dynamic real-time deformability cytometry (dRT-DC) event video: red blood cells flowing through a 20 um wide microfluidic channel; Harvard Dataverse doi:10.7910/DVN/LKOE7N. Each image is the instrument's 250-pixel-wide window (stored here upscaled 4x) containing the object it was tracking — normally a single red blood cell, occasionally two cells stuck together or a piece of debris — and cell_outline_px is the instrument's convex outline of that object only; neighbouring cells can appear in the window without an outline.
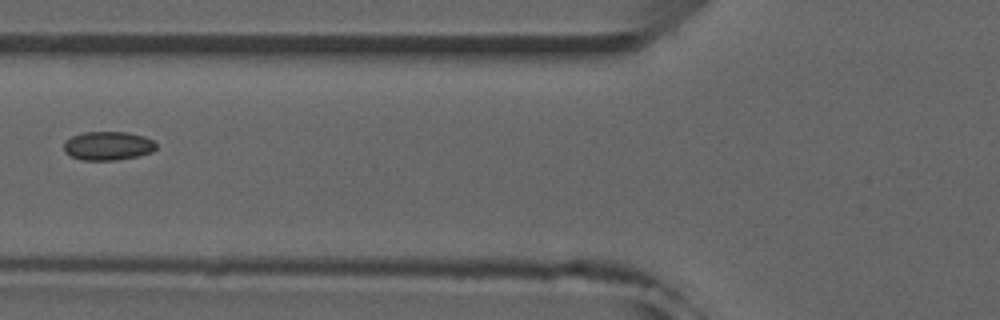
{"species": "common noctule bat (a hibernating species)", "species_latin": "Nyctalus noctula", "temperature_condition": "room temperature", "stored_images_in_passage": 5, "camera_frame_rate_fps": 3000, "um_per_image_px": 0.085, "animal": {"sex": "male", "forearm_length_mm": 52.5}, "frame": {"image": 1, "passage_image": 4, "time_ms": 4.333, "image_size_px": [1000, 320], "cell_outline_px": [[156, 148], [152, 152], [140, 156], [116, 160], [80, 160], [64, 152], [64, 144], [72, 136], [84, 132], [128, 132], [144, 136], [152, 140], [156, 144]], "centroid_in_image_um": [9.2, 12.4], "position_along_channel_um": 116.6, "area_um2": 15.49}}
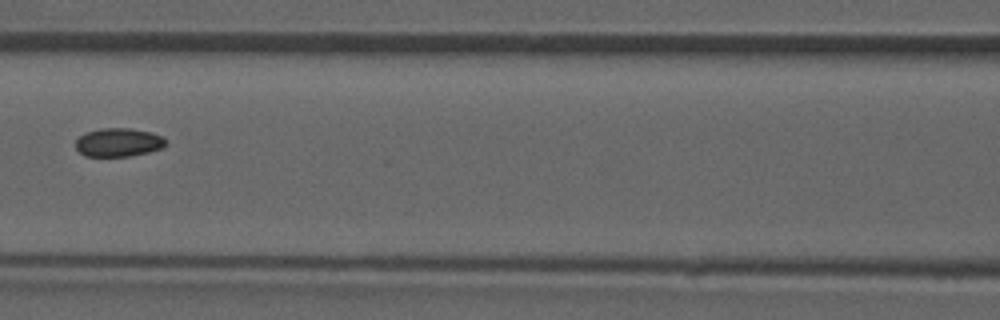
{"frame": {"image": 2, "passage_image": 5, "time_ms": 5.333, "image_size_px": [1000, 320], "cell_outline_px": [[168, 144], [160, 148], [148, 152], [132, 156], [84, 156], [76, 148], [76, 140], [84, 132], [100, 128], [132, 128], [152, 132], [164, 136], [168, 140]], "centroid_in_image_um": [10.11, 12.09], "position_along_channel_um": 156.5, "area_um2": 15.26}}